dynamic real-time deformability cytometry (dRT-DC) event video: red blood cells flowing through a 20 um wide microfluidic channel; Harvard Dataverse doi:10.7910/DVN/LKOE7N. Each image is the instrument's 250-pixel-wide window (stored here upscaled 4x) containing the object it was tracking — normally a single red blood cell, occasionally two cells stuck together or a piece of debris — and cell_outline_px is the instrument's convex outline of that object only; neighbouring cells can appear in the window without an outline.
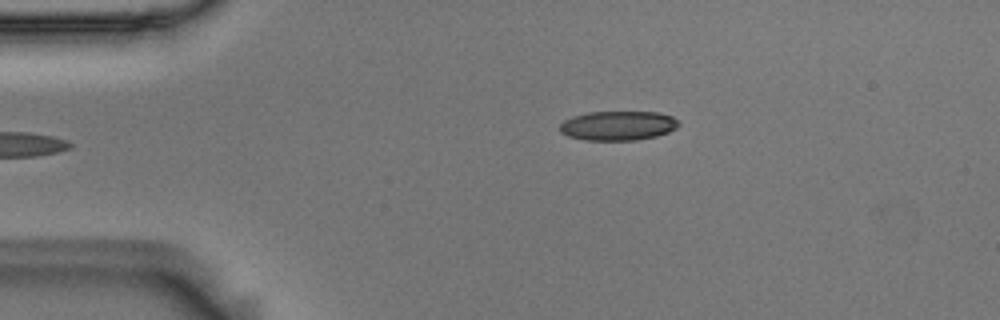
{"species": "Egyptian fruit bat (a non-hibernating species)", "species_latin": "Rousettus aegyptiacus", "temperature_condition": "room temperature", "stored_images_in_passage": 5, "camera_frame_rate_fps": 3000, "um_per_image_px": 0.085, "animal": {"sex": "male"}, "frame": {"image": 1, "passage_image": 5, "time_ms": 1.333, "image_size_px": [1000, 320], "cell_outline_px": [[680, 124], [676, 128], [668, 132], [656, 136], [636, 140], [584, 140], [568, 136], [560, 132], [560, 124], [564, 120], [572, 116], [588, 112], [660, 112], [672, 116]], "centroid_in_image_um": [52.52, 10.68], "position_along_channel_um": 32.5, "area_um2": 20.4}}